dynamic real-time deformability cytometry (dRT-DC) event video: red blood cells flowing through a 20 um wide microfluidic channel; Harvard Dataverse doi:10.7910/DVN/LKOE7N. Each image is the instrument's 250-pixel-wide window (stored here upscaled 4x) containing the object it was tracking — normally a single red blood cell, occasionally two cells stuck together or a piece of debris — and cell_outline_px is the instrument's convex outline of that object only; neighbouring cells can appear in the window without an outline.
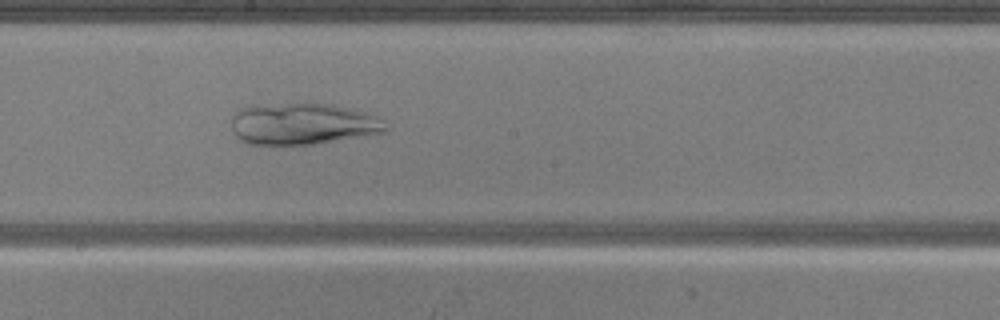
{"species": "common noctule bat (a hibernating species)", "species_latin": "Nyctalus noctula", "temperature_condition": "warm", "stored_images_in_passage": 46, "camera_frame_rate_fps": 3000, "um_per_image_px": 0.085, "animal": {"sex": "male", "body_mass_g": 20.5, "forearm_length_mm": 52.5}, "frame": {"image": 1, "passage_image": 26, "time_ms": 8.333, "image_size_px": [1000, 320], "cell_outline_px": [[388, 128], [384, 132], [364, 136], [316, 144], [248, 144], [240, 140], [232, 132], [232, 116], [240, 108], [308, 100], [332, 104], [380, 116]], "centroid_in_image_um": [25.76, 10.5], "position_along_channel_um": 222.4, "area_um2": 38.03}}